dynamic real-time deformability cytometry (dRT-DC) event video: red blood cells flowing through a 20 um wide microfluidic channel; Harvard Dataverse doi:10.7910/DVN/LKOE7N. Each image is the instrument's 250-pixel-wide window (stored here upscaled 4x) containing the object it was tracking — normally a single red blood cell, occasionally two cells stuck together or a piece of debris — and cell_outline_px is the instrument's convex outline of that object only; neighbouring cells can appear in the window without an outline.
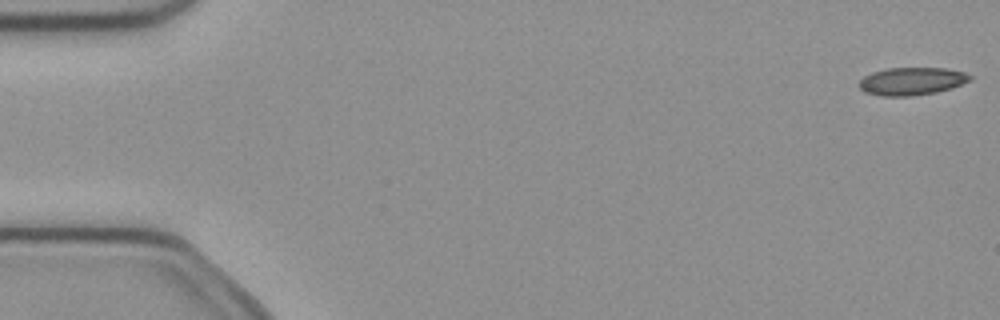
{"species": "common noctule bat (a hibernating species)", "species_latin": "Nyctalus noctula", "temperature_condition": "cold", "stored_images_in_passage": 6, "camera_frame_rate_fps": 3000, "um_per_image_px": 0.085, "animal": {"sex": "female", "body_mass_g": 21.9}, "frame": {"image": 1, "passage_image": 6, "time_ms": 1.667, "image_size_px": [1000, 320], "cell_outline_px": [[972, 80], [952, 88], [936, 92], [912, 96], [884, 96], [864, 92], [860, 88], [860, 80], [864, 76], [872, 72], [888, 68], [944, 68], [964, 72], [972, 76]], "centroid_in_image_um": [77.52, 6.9], "position_along_channel_um": 7.5, "area_um2": 17.92}}